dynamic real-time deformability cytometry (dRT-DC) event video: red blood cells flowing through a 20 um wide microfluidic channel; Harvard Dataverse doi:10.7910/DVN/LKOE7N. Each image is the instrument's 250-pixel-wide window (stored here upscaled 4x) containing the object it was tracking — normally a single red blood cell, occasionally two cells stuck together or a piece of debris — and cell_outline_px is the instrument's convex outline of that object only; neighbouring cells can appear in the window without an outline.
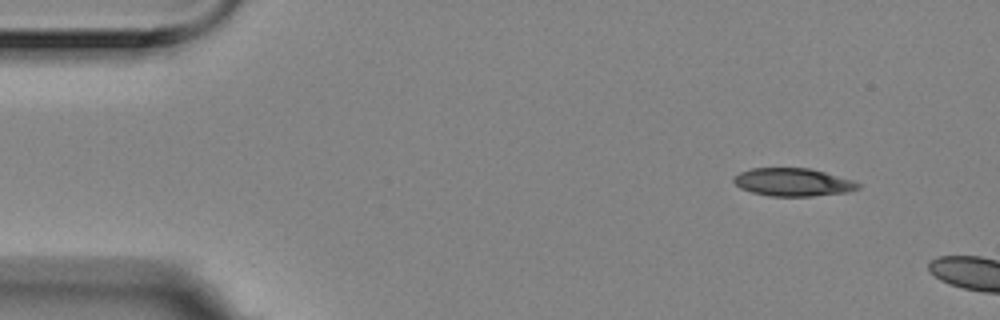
{"species": "Egyptian fruit bat (a non-hibernating species)", "species_latin": "Rousettus aegyptiacus", "temperature_condition": "room temperature", "stored_images_in_passage": 3, "camera_frame_rate_fps": 3000, "um_per_image_px": 0.085, "animal": {"sex": "female"}, "frame": {"image": 1, "passage_image": 1, "time_ms": 0.0, "image_size_px": [1000, 320], "cell_outline_px": [[860, 188], [848, 192], [812, 196], [772, 196], [752, 192], [740, 188], [732, 180], [732, 176], [740, 172], [752, 168], [808, 168], [824, 172], [852, 180], [860, 184]], "centroid_in_image_um": [67.37, 15.48], "position_along_channel_um": 17.6, "area_um2": 20.17}}